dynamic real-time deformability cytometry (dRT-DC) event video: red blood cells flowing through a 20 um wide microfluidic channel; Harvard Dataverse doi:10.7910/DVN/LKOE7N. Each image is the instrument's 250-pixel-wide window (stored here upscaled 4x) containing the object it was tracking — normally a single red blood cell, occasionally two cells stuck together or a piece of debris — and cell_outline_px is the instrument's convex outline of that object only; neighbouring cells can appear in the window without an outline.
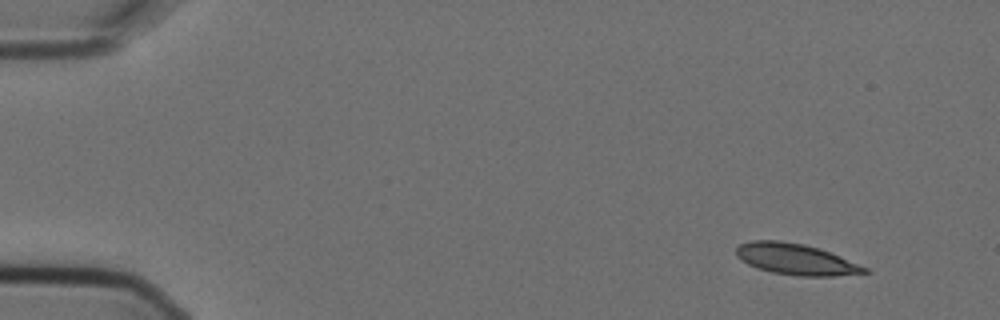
{"species": "Egyptian fruit bat (a non-hibernating species)", "species_latin": "Rousettus aegyptiacus", "temperature_condition": "cold", "stored_images_in_passage": 4, "camera_frame_rate_fps": 3000, "um_per_image_px": 0.085, "animal": {"sex": "female"}, "frame": {"image": 1, "passage_image": 1, "time_ms": 0.0, "image_size_px": [1000, 320], "cell_outline_px": [[872, 272], [832, 276], [800, 276], [772, 272], [756, 268], [748, 264], [736, 256], [736, 248], [740, 244], [752, 240], [780, 240], [804, 244], [828, 252], [868, 268]], "centroid_in_image_um": [67.61, 22.03], "position_along_channel_um": 17.4, "area_um2": 23.0}}
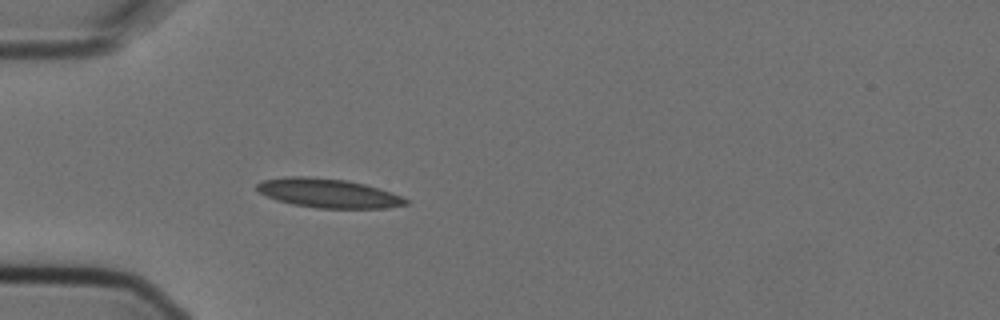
{"frame": {"image": 2, "passage_image": 4, "time_ms": 1.0, "image_size_px": [1000, 320], "cell_outline_px": [[408, 204], [388, 208], [316, 208], [292, 204], [276, 200], [260, 192], [256, 188], [256, 184], [264, 180], [284, 176], [304, 176], [344, 180], [364, 184], [400, 196], [408, 200]], "centroid_in_image_um": [27.86, 16.42], "position_along_channel_um": 57.1, "area_um2": 24.91}}